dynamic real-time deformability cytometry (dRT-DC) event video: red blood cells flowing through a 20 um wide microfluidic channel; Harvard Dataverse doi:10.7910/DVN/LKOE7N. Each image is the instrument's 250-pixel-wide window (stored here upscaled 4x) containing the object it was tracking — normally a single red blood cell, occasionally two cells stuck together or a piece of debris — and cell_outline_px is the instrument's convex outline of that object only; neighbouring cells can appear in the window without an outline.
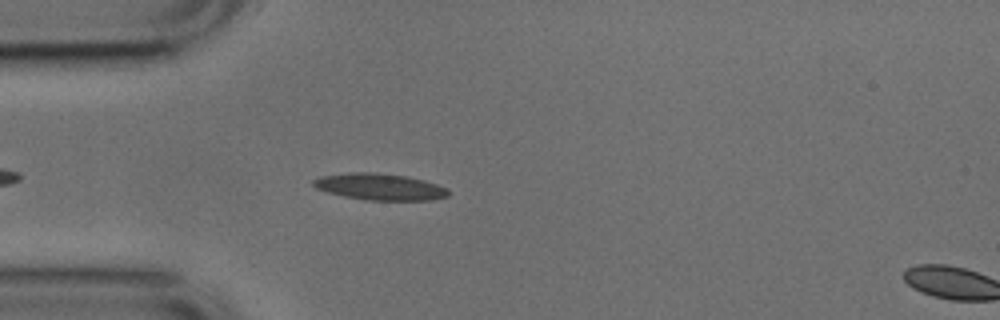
{"species": "common noctule bat (a hibernating species)", "species_latin": "Nyctalus noctula", "temperature_condition": "cold", "stored_images_in_passage": 39, "camera_frame_rate_fps": 3000, "um_per_image_px": 0.085, "animal": {"sex": "male", "body_mass_g": 17.9, "forearm_length_mm": 54.2}, "frame": {"image": 1, "passage_image": 6, "time_ms": 1.667, "image_size_px": [1000, 320], "cell_outline_px": [[452, 192], [448, 196], [432, 200], [368, 200], [344, 196], [328, 192], [316, 188], [312, 184], [312, 180], [320, 176], [348, 172], [376, 172], [408, 176], [424, 180], [448, 188]], "centroid_in_image_um": [32.31, 15.87], "position_along_channel_um": 52.7, "area_um2": 21.1}}